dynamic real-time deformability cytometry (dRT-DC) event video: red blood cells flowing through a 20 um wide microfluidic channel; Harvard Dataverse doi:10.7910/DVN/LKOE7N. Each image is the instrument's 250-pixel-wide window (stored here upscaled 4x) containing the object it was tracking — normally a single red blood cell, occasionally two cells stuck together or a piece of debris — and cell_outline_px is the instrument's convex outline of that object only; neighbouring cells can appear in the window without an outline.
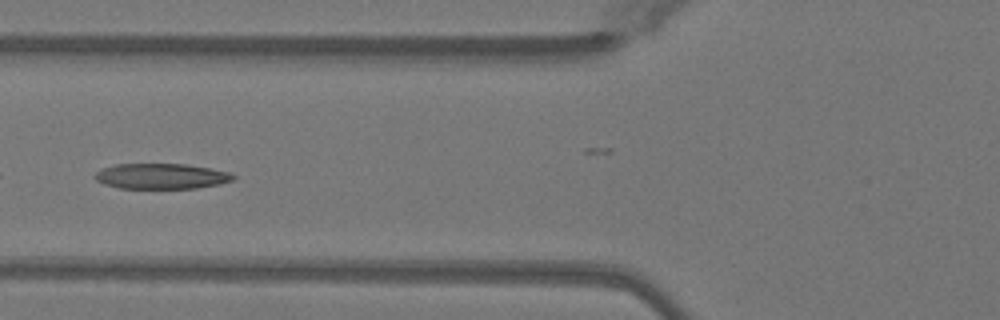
{"species": "Egyptian fruit bat (a non-hibernating species)", "species_latin": "Rousettus aegyptiacus", "temperature_condition": "warm", "stored_images_in_passage": 41, "camera_frame_rate_fps": 3000, "um_per_image_px": 0.085, "animal": {"sex": "female"}, "frame": {"image": 1, "passage_image": 10, "time_ms": 3.0, "image_size_px": [1000, 320], "cell_outline_px": [[236, 176], [232, 180], [220, 184], [196, 188], [120, 188], [104, 184], [96, 180], [92, 176], [100, 168], [116, 164], [184, 164], [232, 172]], "centroid_in_image_um": [13.69, 14.97], "position_along_channel_um": 112.1, "area_um2": 20.58}}
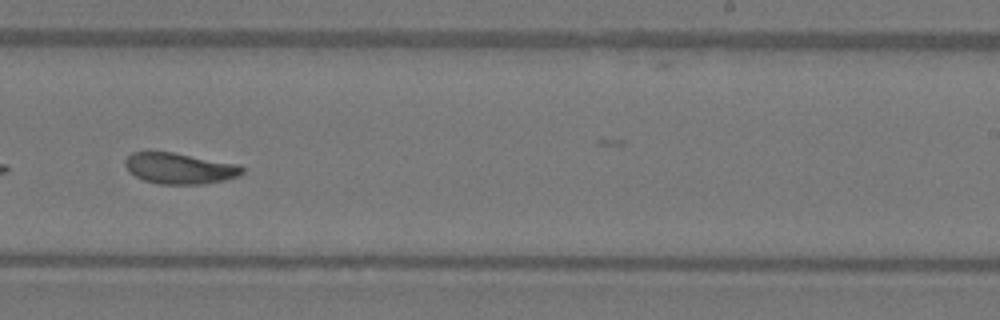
{"frame": {"image": 2, "passage_image": 22, "time_ms": 7.0, "image_size_px": [1000, 320], "cell_outline_px": [[244, 172], [240, 176], [224, 180], [204, 184], [160, 184], [144, 180], [128, 172], [124, 164], [124, 160], [132, 152], [172, 152], [240, 164], [244, 168]], "centroid_in_image_um": [15.29, 14.31], "position_along_channel_um": 273.7, "area_um2": 21.27}}
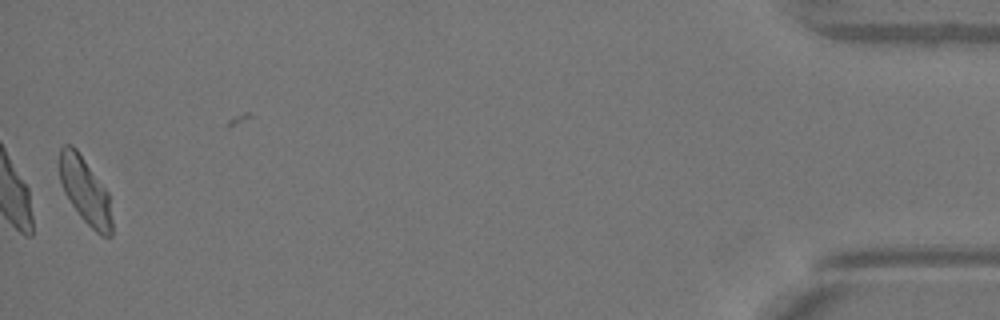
{"frame": {"image": 3, "passage_image": 40, "time_ms": 13.0, "image_size_px": [1000, 320], "cell_outline_px": [[112, 236], [100, 236], [80, 216], [64, 192], [60, 180], [60, 148], [64, 144], [72, 144], [76, 148], [108, 192], [112, 220]], "centroid_in_image_um": [7.25, 16.22], "position_along_channel_um": 428.0, "area_um2": 20.06}, "authors_computed_cell_mechanics": {"area_um2": 21.386, "velocity_mm_per_s": 4.0546, "shape_relaxation_time_tau1_ms": 5.8494, "shape_relaxation_time_tau2_ms": 1.9784, "deformation_change_tau1": 0.169, "deformation_change_tau2": 0.0784}}